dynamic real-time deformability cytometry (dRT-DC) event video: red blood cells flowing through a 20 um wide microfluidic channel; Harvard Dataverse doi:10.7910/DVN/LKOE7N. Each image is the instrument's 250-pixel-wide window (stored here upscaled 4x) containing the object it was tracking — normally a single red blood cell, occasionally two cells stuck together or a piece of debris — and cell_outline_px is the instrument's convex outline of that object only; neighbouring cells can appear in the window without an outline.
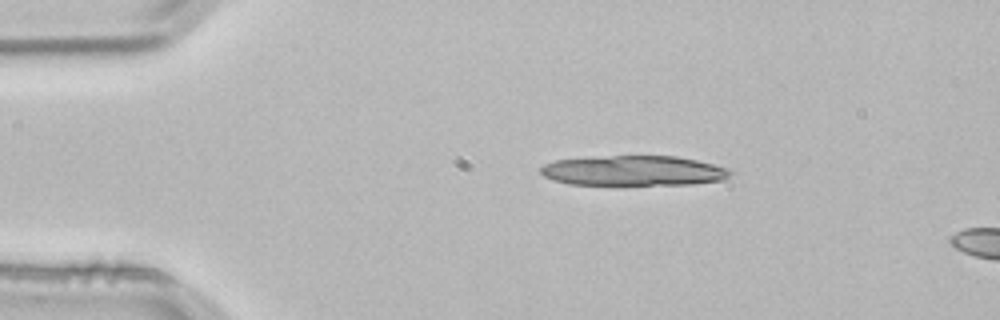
{"species": "common noctule bat (a hibernating species)", "species_latin": "Nyctalus noctula", "temperature_condition": "room temperature", "stored_images_in_passage": 2, "camera_frame_rate_fps": 3000, "um_per_image_px": 0.085, "animal": {"sex": "male", "body_mass_g": 21.5, "forearm_length_mm": 52.0}, "frame": {"image": 1, "passage_image": 1, "time_ms": 0.0, "image_size_px": [1000, 320], "cell_outline_px": [[732, 172], [724, 180], [692, 184], [568, 184], [552, 180], [544, 176], [540, 172], [540, 168], [544, 164], [556, 160], [612, 156], [676, 156], [696, 160], [732, 168]], "centroid_in_image_um": [53.89, 14.51], "position_along_channel_um": 31.1, "area_um2": 33.06}}